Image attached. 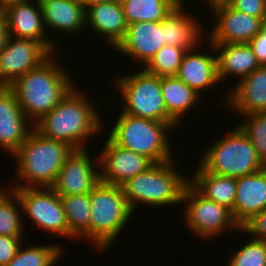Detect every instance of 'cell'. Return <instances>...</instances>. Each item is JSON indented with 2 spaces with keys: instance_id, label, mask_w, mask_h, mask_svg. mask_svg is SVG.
<instances>
[{
  "instance_id": "obj_30",
  "label": "cell",
  "mask_w": 266,
  "mask_h": 266,
  "mask_svg": "<svg viewBox=\"0 0 266 266\" xmlns=\"http://www.w3.org/2000/svg\"><path fill=\"white\" fill-rule=\"evenodd\" d=\"M21 248L6 266H53L62 252L58 245H39L26 250Z\"/></svg>"
},
{
  "instance_id": "obj_10",
  "label": "cell",
  "mask_w": 266,
  "mask_h": 266,
  "mask_svg": "<svg viewBox=\"0 0 266 266\" xmlns=\"http://www.w3.org/2000/svg\"><path fill=\"white\" fill-rule=\"evenodd\" d=\"M182 201L186 204L187 226L198 236L207 238L224 230L241 229L230 209L207 199L190 182L185 187Z\"/></svg>"
},
{
  "instance_id": "obj_28",
  "label": "cell",
  "mask_w": 266,
  "mask_h": 266,
  "mask_svg": "<svg viewBox=\"0 0 266 266\" xmlns=\"http://www.w3.org/2000/svg\"><path fill=\"white\" fill-rule=\"evenodd\" d=\"M70 237H87L90 239V193L83 195L60 196Z\"/></svg>"
},
{
  "instance_id": "obj_37",
  "label": "cell",
  "mask_w": 266,
  "mask_h": 266,
  "mask_svg": "<svg viewBox=\"0 0 266 266\" xmlns=\"http://www.w3.org/2000/svg\"><path fill=\"white\" fill-rule=\"evenodd\" d=\"M260 66H266V19L261 30L248 42Z\"/></svg>"
},
{
  "instance_id": "obj_5",
  "label": "cell",
  "mask_w": 266,
  "mask_h": 266,
  "mask_svg": "<svg viewBox=\"0 0 266 266\" xmlns=\"http://www.w3.org/2000/svg\"><path fill=\"white\" fill-rule=\"evenodd\" d=\"M168 123L133 117L121 112L109 139L116 145L148 158L153 164L173 160L166 131Z\"/></svg>"
},
{
  "instance_id": "obj_9",
  "label": "cell",
  "mask_w": 266,
  "mask_h": 266,
  "mask_svg": "<svg viewBox=\"0 0 266 266\" xmlns=\"http://www.w3.org/2000/svg\"><path fill=\"white\" fill-rule=\"evenodd\" d=\"M17 203L36 226L54 235L70 237L69 226L60 196L51 187L12 188Z\"/></svg>"
},
{
  "instance_id": "obj_1",
  "label": "cell",
  "mask_w": 266,
  "mask_h": 266,
  "mask_svg": "<svg viewBox=\"0 0 266 266\" xmlns=\"http://www.w3.org/2000/svg\"><path fill=\"white\" fill-rule=\"evenodd\" d=\"M72 88L67 95L33 126L44 138L64 142L74 150L85 149L84 141L103 127L99 114L83 93Z\"/></svg>"
},
{
  "instance_id": "obj_41",
  "label": "cell",
  "mask_w": 266,
  "mask_h": 266,
  "mask_svg": "<svg viewBox=\"0 0 266 266\" xmlns=\"http://www.w3.org/2000/svg\"><path fill=\"white\" fill-rule=\"evenodd\" d=\"M24 0H0V11H4L7 7L15 4L17 2H21Z\"/></svg>"
},
{
  "instance_id": "obj_35",
  "label": "cell",
  "mask_w": 266,
  "mask_h": 266,
  "mask_svg": "<svg viewBox=\"0 0 266 266\" xmlns=\"http://www.w3.org/2000/svg\"><path fill=\"white\" fill-rule=\"evenodd\" d=\"M240 230L253 234L255 239L266 241V209L253 215Z\"/></svg>"
},
{
  "instance_id": "obj_20",
  "label": "cell",
  "mask_w": 266,
  "mask_h": 266,
  "mask_svg": "<svg viewBox=\"0 0 266 266\" xmlns=\"http://www.w3.org/2000/svg\"><path fill=\"white\" fill-rule=\"evenodd\" d=\"M85 24H90L114 48L124 38L128 27L119 2L97 3L85 8Z\"/></svg>"
},
{
  "instance_id": "obj_18",
  "label": "cell",
  "mask_w": 266,
  "mask_h": 266,
  "mask_svg": "<svg viewBox=\"0 0 266 266\" xmlns=\"http://www.w3.org/2000/svg\"><path fill=\"white\" fill-rule=\"evenodd\" d=\"M266 209V168L236 178L233 218L241 227L253 215Z\"/></svg>"
},
{
  "instance_id": "obj_3",
  "label": "cell",
  "mask_w": 266,
  "mask_h": 266,
  "mask_svg": "<svg viewBox=\"0 0 266 266\" xmlns=\"http://www.w3.org/2000/svg\"><path fill=\"white\" fill-rule=\"evenodd\" d=\"M73 150L66 143L44 138L33 129L13 154L19 161L16 175L21 180L18 181L29 182V185L25 183L11 188L52 187L59 170Z\"/></svg>"
},
{
  "instance_id": "obj_6",
  "label": "cell",
  "mask_w": 266,
  "mask_h": 266,
  "mask_svg": "<svg viewBox=\"0 0 266 266\" xmlns=\"http://www.w3.org/2000/svg\"><path fill=\"white\" fill-rule=\"evenodd\" d=\"M90 240L106 249L133 214L121 186L103 182L90 192Z\"/></svg>"
},
{
  "instance_id": "obj_34",
  "label": "cell",
  "mask_w": 266,
  "mask_h": 266,
  "mask_svg": "<svg viewBox=\"0 0 266 266\" xmlns=\"http://www.w3.org/2000/svg\"><path fill=\"white\" fill-rule=\"evenodd\" d=\"M228 5L250 16L266 18V0H231Z\"/></svg>"
},
{
  "instance_id": "obj_26",
  "label": "cell",
  "mask_w": 266,
  "mask_h": 266,
  "mask_svg": "<svg viewBox=\"0 0 266 266\" xmlns=\"http://www.w3.org/2000/svg\"><path fill=\"white\" fill-rule=\"evenodd\" d=\"M161 90L167 114L177 124L180 118L191 109V106L195 105L200 96L176 76H162Z\"/></svg>"
},
{
  "instance_id": "obj_23",
  "label": "cell",
  "mask_w": 266,
  "mask_h": 266,
  "mask_svg": "<svg viewBox=\"0 0 266 266\" xmlns=\"http://www.w3.org/2000/svg\"><path fill=\"white\" fill-rule=\"evenodd\" d=\"M182 6L183 1L161 20L164 24V44L191 51L201 42V28L195 18L184 12Z\"/></svg>"
},
{
  "instance_id": "obj_8",
  "label": "cell",
  "mask_w": 266,
  "mask_h": 266,
  "mask_svg": "<svg viewBox=\"0 0 266 266\" xmlns=\"http://www.w3.org/2000/svg\"><path fill=\"white\" fill-rule=\"evenodd\" d=\"M116 85L125 101L123 113L176 126L177 123L167 114L163 102L161 77L141 69L133 75L120 76Z\"/></svg>"
},
{
  "instance_id": "obj_33",
  "label": "cell",
  "mask_w": 266,
  "mask_h": 266,
  "mask_svg": "<svg viewBox=\"0 0 266 266\" xmlns=\"http://www.w3.org/2000/svg\"><path fill=\"white\" fill-rule=\"evenodd\" d=\"M228 265L266 266V241L253 238L232 255Z\"/></svg>"
},
{
  "instance_id": "obj_4",
  "label": "cell",
  "mask_w": 266,
  "mask_h": 266,
  "mask_svg": "<svg viewBox=\"0 0 266 266\" xmlns=\"http://www.w3.org/2000/svg\"><path fill=\"white\" fill-rule=\"evenodd\" d=\"M173 164V160L153 164L121 185L133 212L138 202L151 207L183 203V192L190 180L179 175Z\"/></svg>"
},
{
  "instance_id": "obj_36",
  "label": "cell",
  "mask_w": 266,
  "mask_h": 266,
  "mask_svg": "<svg viewBox=\"0 0 266 266\" xmlns=\"http://www.w3.org/2000/svg\"><path fill=\"white\" fill-rule=\"evenodd\" d=\"M22 238L0 235V266H6L17 254Z\"/></svg>"
},
{
  "instance_id": "obj_2",
  "label": "cell",
  "mask_w": 266,
  "mask_h": 266,
  "mask_svg": "<svg viewBox=\"0 0 266 266\" xmlns=\"http://www.w3.org/2000/svg\"><path fill=\"white\" fill-rule=\"evenodd\" d=\"M52 55L9 86L24 115L31 118L32 127L75 87Z\"/></svg>"
},
{
  "instance_id": "obj_11",
  "label": "cell",
  "mask_w": 266,
  "mask_h": 266,
  "mask_svg": "<svg viewBox=\"0 0 266 266\" xmlns=\"http://www.w3.org/2000/svg\"><path fill=\"white\" fill-rule=\"evenodd\" d=\"M52 53L40 42L12 36L0 51V86L9 87L29 70L38 67Z\"/></svg>"
},
{
  "instance_id": "obj_31",
  "label": "cell",
  "mask_w": 266,
  "mask_h": 266,
  "mask_svg": "<svg viewBox=\"0 0 266 266\" xmlns=\"http://www.w3.org/2000/svg\"><path fill=\"white\" fill-rule=\"evenodd\" d=\"M11 191L12 195L9 196L4 189H0V235L22 238V217L14 203L17 200V194L13 189Z\"/></svg>"
},
{
  "instance_id": "obj_32",
  "label": "cell",
  "mask_w": 266,
  "mask_h": 266,
  "mask_svg": "<svg viewBox=\"0 0 266 266\" xmlns=\"http://www.w3.org/2000/svg\"><path fill=\"white\" fill-rule=\"evenodd\" d=\"M247 119L239 127L250 139L262 162L266 165V112L243 115Z\"/></svg>"
},
{
  "instance_id": "obj_38",
  "label": "cell",
  "mask_w": 266,
  "mask_h": 266,
  "mask_svg": "<svg viewBox=\"0 0 266 266\" xmlns=\"http://www.w3.org/2000/svg\"><path fill=\"white\" fill-rule=\"evenodd\" d=\"M9 37L7 19L5 13L0 11V51L5 45L7 38Z\"/></svg>"
},
{
  "instance_id": "obj_24",
  "label": "cell",
  "mask_w": 266,
  "mask_h": 266,
  "mask_svg": "<svg viewBox=\"0 0 266 266\" xmlns=\"http://www.w3.org/2000/svg\"><path fill=\"white\" fill-rule=\"evenodd\" d=\"M45 27L76 33L85 24V7L79 0H50L41 5Z\"/></svg>"
},
{
  "instance_id": "obj_14",
  "label": "cell",
  "mask_w": 266,
  "mask_h": 266,
  "mask_svg": "<svg viewBox=\"0 0 266 266\" xmlns=\"http://www.w3.org/2000/svg\"><path fill=\"white\" fill-rule=\"evenodd\" d=\"M212 11L217 22L210 31V43H248L261 30L266 19L239 12L229 5L216 7Z\"/></svg>"
},
{
  "instance_id": "obj_19",
  "label": "cell",
  "mask_w": 266,
  "mask_h": 266,
  "mask_svg": "<svg viewBox=\"0 0 266 266\" xmlns=\"http://www.w3.org/2000/svg\"><path fill=\"white\" fill-rule=\"evenodd\" d=\"M226 101L241 115L266 112V66H259L237 82Z\"/></svg>"
},
{
  "instance_id": "obj_13",
  "label": "cell",
  "mask_w": 266,
  "mask_h": 266,
  "mask_svg": "<svg viewBox=\"0 0 266 266\" xmlns=\"http://www.w3.org/2000/svg\"><path fill=\"white\" fill-rule=\"evenodd\" d=\"M102 154L97 157L101 166L100 181L121 186L129 178L145 172L153 163L136 152L114 144L109 138Z\"/></svg>"
},
{
  "instance_id": "obj_25",
  "label": "cell",
  "mask_w": 266,
  "mask_h": 266,
  "mask_svg": "<svg viewBox=\"0 0 266 266\" xmlns=\"http://www.w3.org/2000/svg\"><path fill=\"white\" fill-rule=\"evenodd\" d=\"M190 183L207 199L230 209L233 215V206L236 197V178L216 175L198 166Z\"/></svg>"
},
{
  "instance_id": "obj_40",
  "label": "cell",
  "mask_w": 266,
  "mask_h": 266,
  "mask_svg": "<svg viewBox=\"0 0 266 266\" xmlns=\"http://www.w3.org/2000/svg\"><path fill=\"white\" fill-rule=\"evenodd\" d=\"M207 1H209L211 10L219 6L228 5L231 2V0H207Z\"/></svg>"
},
{
  "instance_id": "obj_7",
  "label": "cell",
  "mask_w": 266,
  "mask_h": 266,
  "mask_svg": "<svg viewBox=\"0 0 266 266\" xmlns=\"http://www.w3.org/2000/svg\"><path fill=\"white\" fill-rule=\"evenodd\" d=\"M202 156L200 166L204 170L225 177L238 178L266 168L250 139L238 126L213 143Z\"/></svg>"
},
{
  "instance_id": "obj_29",
  "label": "cell",
  "mask_w": 266,
  "mask_h": 266,
  "mask_svg": "<svg viewBox=\"0 0 266 266\" xmlns=\"http://www.w3.org/2000/svg\"><path fill=\"white\" fill-rule=\"evenodd\" d=\"M185 50L172 45H164L155 55L144 65V69L156 76H175L181 65Z\"/></svg>"
},
{
  "instance_id": "obj_15",
  "label": "cell",
  "mask_w": 266,
  "mask_h": 266,
  "mask_svg": "<svg viewBox=\"0 0 266 266\" xmlns=\"http://www.w3.org/2000/svg\"><path fill=\"white\" fill-rule=\"evenodd\" d=\"M164 45V24L140 21L128 25L124 38L115 49L138 59L144 66Z\"/></svg>"
},
{
  "instance_id": "obj_17",
  "label": "cell",
  "mask_w": 266,
  "mask_h": 266,
  "mask_svg": "<svg viewBox=\"0 0 266 266\" xmlns=\"http://www.w3.org/2000/svg\"><path fill=\"white\" fill-rule=\"evenodd\" d=\"M26 119L14 92L0 86V146L12 155L33 131L28 130Z\"/></svg>"
},
{
  "instance_id": "obj_21",
  "label": "cell",
  "mask_w": 266,
  "mask_h": 266,
  "mask_svg": "<svg viewBox=\"0 0 266 266\" xmlns=\"http://www.w3.org/2000/svg\"><path fill=\"white\" fill-rule=\"evenodd\" d=\"M211 50H221L216 56L219 81L225 77L239 76L241 81L260 65L248 43L223 44L210 43Z\"/></svg>"
},
{
  "instance_id": "obj_27",
  "label": "cell",
  "mask_w": 266,
  "mask_h": 266,
  "mask_svg": "<svg viewBox=\"0 0 266 266\" xmlns=\"http://www.w3.org/2000/svg\"><path fill=\"white\" fill-rule=\"evenodd\" d=\"M182 0H121L127 25L135 22H158Z\"/></svg>"
},
{
  "instance_id": "obj_42",
  "label": "cell",
  "mask_w": 266,
  "mask_h": 266,
  "mask_svg": "<svg viewBox=\"0 0 266 266\" xmlns=\"http://www.w3.org/2000/svg\"><path fill=\"white\" fill-rule=\"evenodd\" d=\"M30 2H33V0H29ZM36 1V3H37V5H42V4H44L45 2H48V1H50V0H35Z\"/></svg>"
},
{
  "instance_id": "obj_22",
  "label": "cell",
  "mask_w": 266,
  "mask_h": 266,
  "mask_svg": "<svg viewBox=\"0 0 266 266\" xmlns=\"http://www.w3.org/2000/svg\"><path fill=\"white\" fill-rule=\"evenodd\" d=\"M194 51L185 52L175 76L200 94V90H206L220 82L217 75V59L216 55L194 53Z\"/></svg>"
},
{
  "instance_id": "obj_39",
  "label": "cell",
  "mask_w": 266,
  "mask_h": 266,
  "mask_svg": "<svg viewBox=\"0 0 266 266\" xmlns=\"http://www.w3.org/2000/svg\"><path fill=\"white\" fill-rule=\"evenodd\" d=\"M81 4L85 7L88 8L91 5L97 4V3H103V2H119L121 3V0H79Z\"/></svg>"
},
{
  "instance_id": "obj_16",
  "label": "cell",
  "mask_w": 266,
  "mask_h": 266,
  "mask_svg": "<svg viewBox=\"0 0 266 266\" xmlns=\"http://www.w3.org/2000/svg\"><path fill=\"white\" fill-rule=\"evenodd\" d=\"M36 6L29 0H24L12 4L3 11L7 19L9 36L38 41L53 54L55 45L46 37L41 6Z\"/></svg>"
},
{
  "instance_id": "obj_12",
  "label": "cell",
  "mask_w": 266,
  "mask_h": 266,
  "mask_svg": "<svg viewBox=\"0 0 266 266\" xmlns=\"http://www.w3.org/2000/svg\"><path fill=\"white\" fill-rule=\"evenodd\" d=\"M92 162L87 148L73 150L51 188L59 196L90 193L100 182V173Z\"/></svg>"
}]
</instances>
